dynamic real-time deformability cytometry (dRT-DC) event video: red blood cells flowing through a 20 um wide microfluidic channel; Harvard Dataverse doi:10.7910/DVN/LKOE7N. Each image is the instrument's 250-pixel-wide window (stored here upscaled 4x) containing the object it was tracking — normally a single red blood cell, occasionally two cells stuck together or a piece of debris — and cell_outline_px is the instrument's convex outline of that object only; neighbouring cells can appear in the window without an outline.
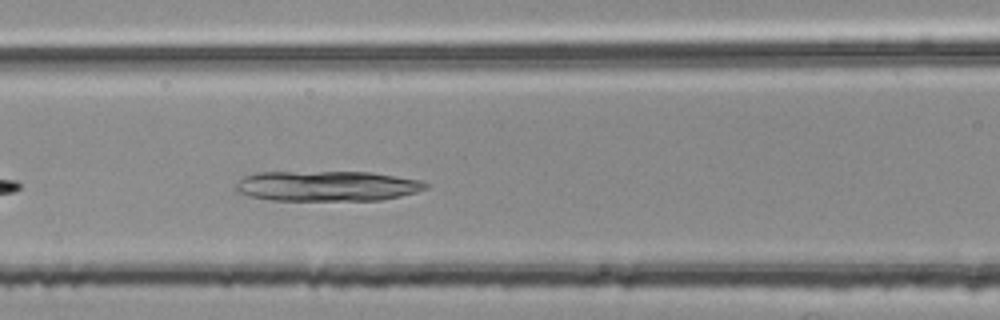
{"species": "common noctule bat (a hibernating species)", "species_latin": "Nyctalus noctula", "temperature_condition": "room temperature", "stored_images_in_passage": 29, "camera_frame_rate_fps": 3000, "um_per_image_px": 0.085, "animal": {"sex": "female", "body_mass_g": 25.1}, "frame": {"image": 1, "passage_image": 9, "time_ms": 2.667, "image_size_px": [1000, 320], "cell_outline_px": [[432, 184], [428, 188], [416, 192], [400, 196], [380, 200], [268, 200], [248, 196], [236, 192], [236, 184], [244, 176], [256, 172], [372, 172], [420, 180]], "centroid_in_image_um": [27.8, 15.81], "position_along_channel_um": 138.8, "area_um2": 33.7}}
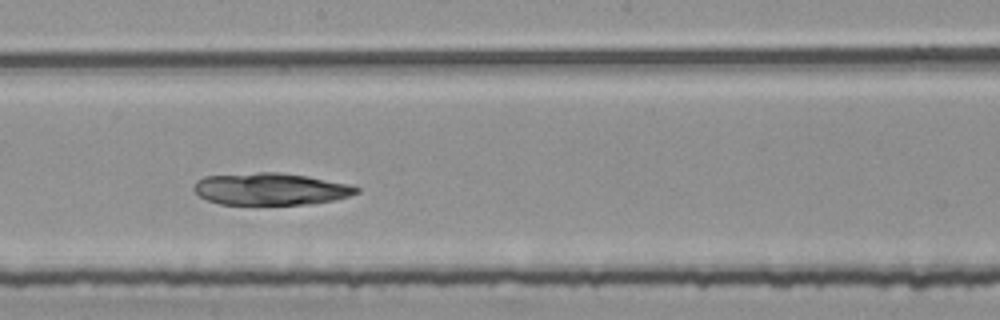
{"frame": {"image": 2, "passage_image": 16, "time_ms": 5.0, "image_size_px": [1000, 320], "cell_outline_px": [[360, 192], [348, 196], [332, 200], [312, 204], [220, 204], [208, 200], [200, 196], [192, 188], [196, 180], [204, 176], [260, 172], [280, 172], [304, 176], [348, 184], [360, 188]], "centroid_in_image_um": [22.97, 16.06], "position_along_channel_um": 225.2, "area_um2": 30.17}}
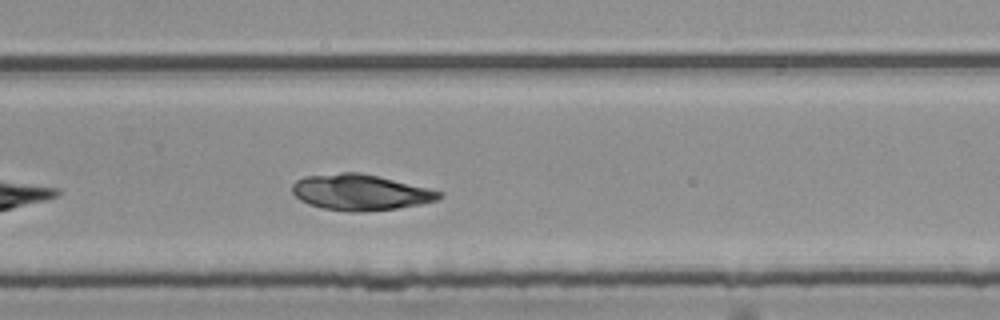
{"frame": {"image": 3, "passage_image": 22, "time_ms": 7.0, "image_size_px": [1000, 320], "cell_outline_px": [[444, 196], [436, 200], [420, 204], [396, 208], [364, 212], [348, 212], [324, 208], [308, 204], [300, 200], [292, 192], [292, 184], [296, 180], [304, 176], [340, 172], [360, 172], [380, 176], [444, 192]], "centroid_in_image_um": [30.62, 16.34], "position_along_channel_um": 299.2, "area_um2": 30.92}}